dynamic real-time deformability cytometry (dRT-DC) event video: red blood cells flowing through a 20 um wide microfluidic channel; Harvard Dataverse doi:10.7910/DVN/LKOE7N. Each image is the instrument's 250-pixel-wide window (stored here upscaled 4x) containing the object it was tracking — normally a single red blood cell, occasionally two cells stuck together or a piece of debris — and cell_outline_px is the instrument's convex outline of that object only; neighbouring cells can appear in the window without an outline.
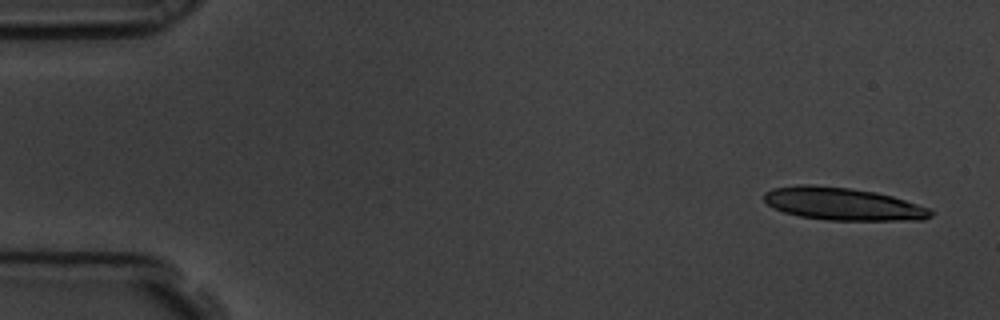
{"species": "common noctule bat (a hibernating species)", "species_latin": "Nyctalus noctula", "temperature_condition": "room temperature", "stored_images_in_passage": 5, "camera_frame_rate_fps": 3000, "um_per_image_px": 0.085, "animal": {"sex": "male", "body_mass_g": 19.5, "forearm_length_mm": 54.6}, "frame": {"image": 1, "passage_image": 1, "time_ms": 0.0, "image_size_px": [1000, 320], "cell_outline_px": [[932, 216], [924, 220], [828, 220], [800, 216], [784, 212], [768, 204], [764, 200], [764, 192], [772, 188], [796, 184], [812, 184], [848, 188], [876, 192], [892, 196], [928, 208], [932, 212]], "centroid_in_image_um": [71.61, 17.32], "position_along_channel_um": 13.4, "area_um2": 31.56}}